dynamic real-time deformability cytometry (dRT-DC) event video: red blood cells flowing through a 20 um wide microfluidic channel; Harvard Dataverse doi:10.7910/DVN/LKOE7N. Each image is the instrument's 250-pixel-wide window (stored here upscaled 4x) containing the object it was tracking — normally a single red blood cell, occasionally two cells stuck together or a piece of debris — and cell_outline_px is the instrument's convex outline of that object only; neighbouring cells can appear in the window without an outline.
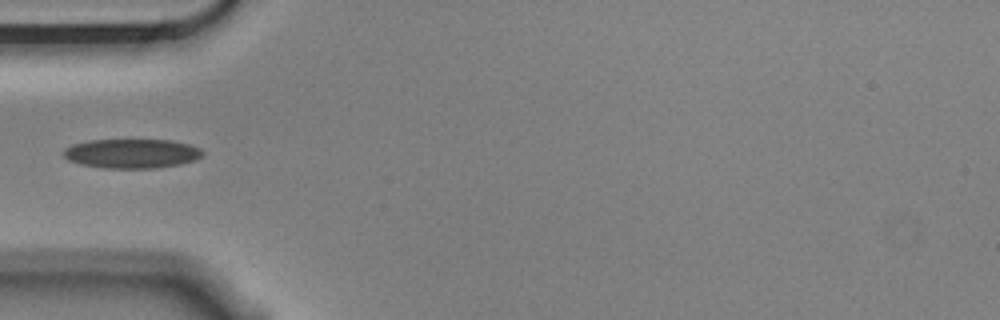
{"species": "Egyptian fruit bat (a non-hibernating species)", "species_latin": "Rousettus aegyptiacus", "temperature_condition": "cold", "stored_images_in_passage": 9, "camera_frame_rate_fps": 3000, "um_per_image_px": 0.085, "animal": {"sex": "male"}, "frame": {"image": 1, "passage_image": 4, "time_ms": 1.0, "image_size_px": [1000, 320], "cell_outline_px": [[204, 156], [196, 160], [180, 164], [156, 168], [104, 168], [80, 164], [68, 160], [64, 156], [64, 148], [72, 144], [88, 140], [172, 140], [188, 144], [200, 148], [204, 152]], "centroid_in_image_um": [11.22, 13.05], "position_along_channel_um": 73.8, "area_um2": 23.93}}
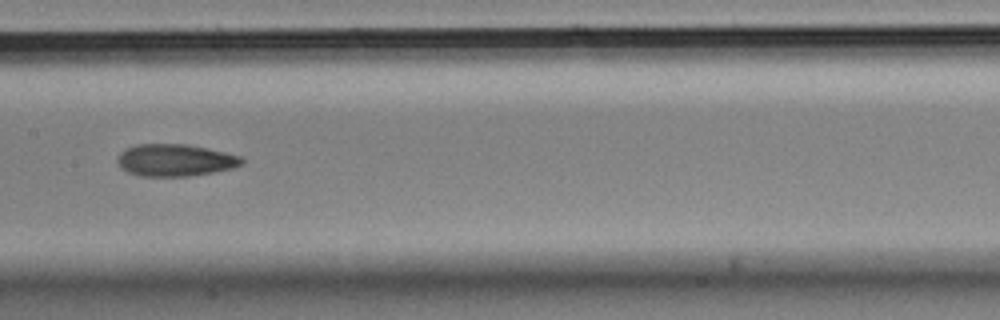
{"frame": {"image": 2, "passage_image": 7, "time_ms": 2.0, "image_size_px": [1000, 320], "cell_outline_px": [[244, 164], [232, 168], [212, 172], [188, 176], [140, 176], [128, 172], [120, 168], [116, 160], [120, 152], [124, 148], [136, 144], [184, 144], [208, 148], [240, 156], [244, 160]], "centroid_in_image_um": [14.85, 13.61], "position_along_channel_um": 192.6, "area_um2": 23.35}}
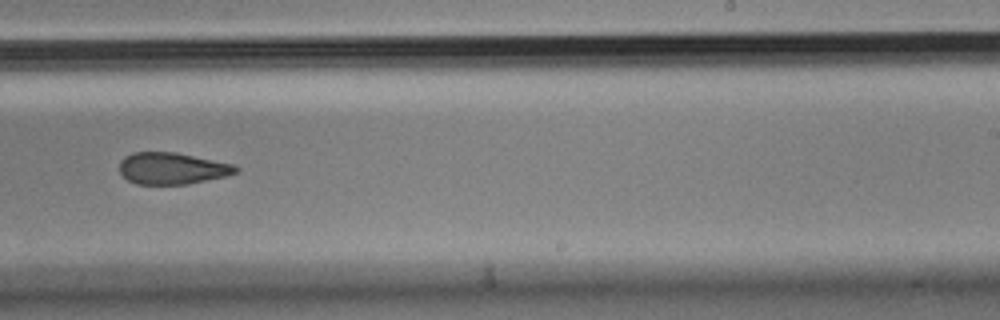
{"frame": {"image": 3, "passage_image": 9, "time_ms": 2.667, "image_size_px": [1000, 320], "cell_outline_px": [[240, 168], [236, 172], [224, 176], [188, 184], [136, 184], [128, 180], [120, 172], [120, 160], [124, 156], [132, 152], [176, 152], [232, 164]], "centroid_in_image_um": [14.59, 14.3], "position_along_channel_um": 274.4, "area_um2": 21.33}}